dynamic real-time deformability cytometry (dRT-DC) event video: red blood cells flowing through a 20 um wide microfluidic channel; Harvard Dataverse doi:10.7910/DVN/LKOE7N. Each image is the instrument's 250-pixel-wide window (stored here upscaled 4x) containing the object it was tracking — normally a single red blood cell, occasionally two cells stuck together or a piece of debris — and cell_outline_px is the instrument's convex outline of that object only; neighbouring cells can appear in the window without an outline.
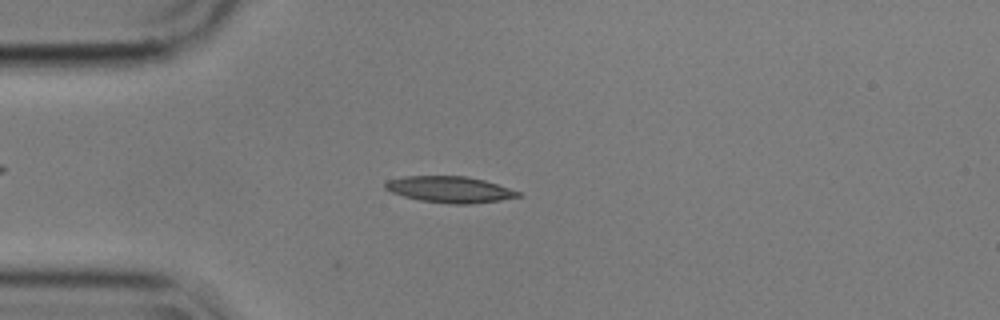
{"species": "common noctule bat (a hibernating species)", "species_latin": "Nyctalus noctula", "temperature_condition": "cold", "stored_images_in_passage": 42, "camera_frame_rate_fps": 3000, "um_per_image_px": 0.085, "animal": {"sex": "male", "body_mass_g": 17.9}, "frame": {"image": 1, "passage_image": 13, "time_ms": 4.0, "image_size_px": [1000, 320], "cell_outline_px": [[524, 196], [500, 200], [468, 204], [452, 204], [420, 200], [404, 196], [392, 192], [384, 188], [384, 184], [388, 180], [404, 176], [468, 176], [484, 180], [520, 192]], "centroid_in_image_um": [38.23, 16.1], "position_along_channel_um": 46.8, "area_um2": 20.23}}
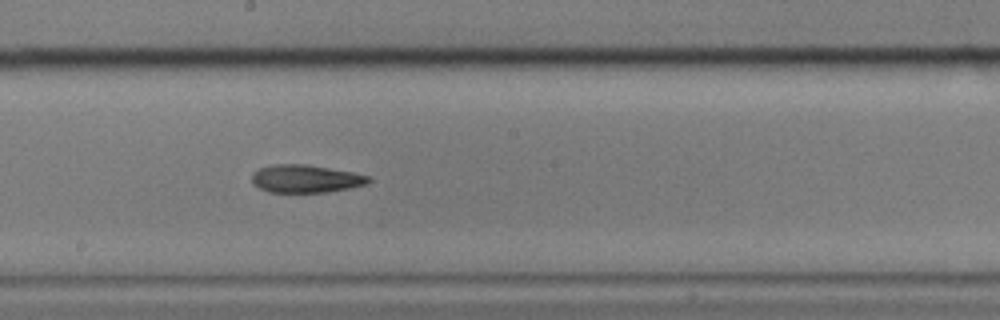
{"frame": {"image": 2, "passage_image": 29, "time_ms": 9.333, "image_size_px": [1000, 320], "cell_outline_px": [[372, 180], [368, 184], [328, 192], [268, 192], [252, 184], [252, 172], [260, 168], [272, 164], [308, 164], [352, 172], [368, 176]], "centroid_in_image_um": [25.96, 15.19], "position_along_channel_um": 222.2, "area_um2": 19.02}}
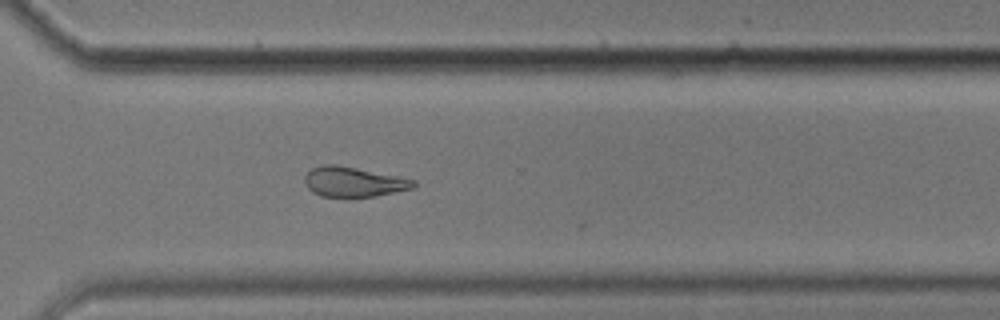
{"frame": {"image": 3, "passage_image": 39, "time_ms": 12.667, "image_size_px": [1000, 320], "cell_outline_px": [[416, 184], [412, 188], [376, 196], [348, 200], [320, 196], [312, 192], [304, 184], [304, 176], [312, 168], [324, 164], [336, 164], [416, 180]], "centroid_in_image_um": [29.99, 15.51], "position_along_channel_um": 340.6, "area_um2": 19.54}}